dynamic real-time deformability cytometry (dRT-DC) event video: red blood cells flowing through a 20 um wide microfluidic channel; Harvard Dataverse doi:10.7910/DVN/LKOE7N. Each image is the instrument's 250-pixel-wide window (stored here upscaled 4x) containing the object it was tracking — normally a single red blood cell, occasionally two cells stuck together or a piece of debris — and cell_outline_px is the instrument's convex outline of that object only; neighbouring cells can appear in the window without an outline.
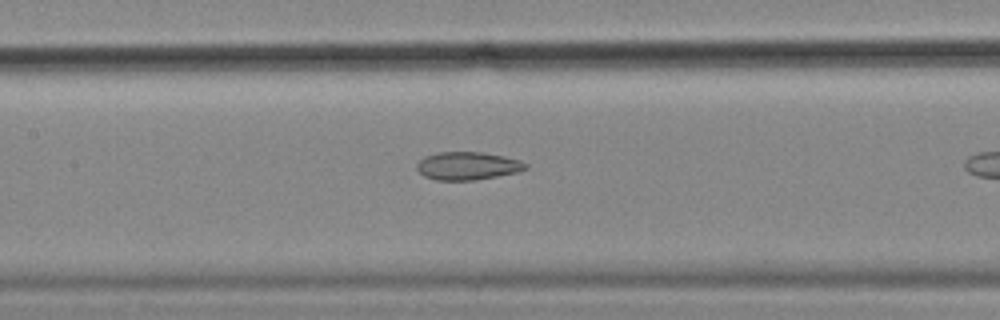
{"species": "common noctule bat (a hibernating species)", "species_latin": "Nyctalus noctula", "temperature_condition": "cold", "stored_images_in_passage": 35, "camera_frame_rate_fps": 3000, "um_per_image_px": 0.085, "animal": {"sex": "female", "body_mass_g": 18.4}, "frame": {"image": 1, "passage_image": 16, "time_ms": 5.0, "image_size_px": [1000, 320], "cell_outline_px": [[528, 168], [516, 172], [496, 176], [472, 180], [436, 180], [424, 176], [416, 168], [416, 164], [424, 156], [440, 152], [480, 152], [504, 156], [520, 160], [528, 164]], "centroid_in_image_um": [39.73, 14.09], "position_along_channel_um": 167.7, "area_um2": 17.63}}